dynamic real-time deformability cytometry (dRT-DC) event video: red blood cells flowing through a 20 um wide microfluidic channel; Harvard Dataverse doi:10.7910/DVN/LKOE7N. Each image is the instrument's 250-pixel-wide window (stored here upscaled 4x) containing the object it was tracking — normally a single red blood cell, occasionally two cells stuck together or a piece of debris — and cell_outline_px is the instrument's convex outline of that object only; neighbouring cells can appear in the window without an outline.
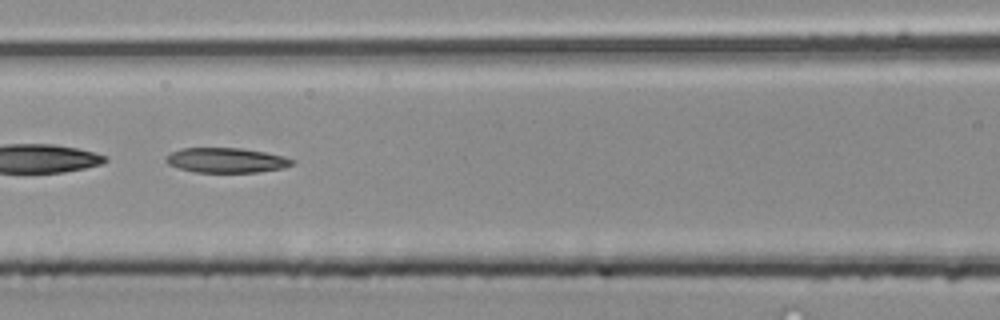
{"species": "common noctule bat (a hibernating species)", "species_latin": "Nyctalus noctula", "temperature_condition": "room temperature", "stored_images_in_passage": 46, "camera_frame_rate_fps": 3000, "um_per_image_px": 0.085, "animal": {"sex": "male", "body_mass_g": 20.4}, "frame": {"image": 1, "passage_image": 20, "time_ms": 6.333, "image_size_px": [1000, 320], "cell_outline_px": [[296, 164], [284, 168], [256, 172], [196, 172], [180, 168], [168, 164], [164, 160], [172, 152], [180, 148], [240, 148], [264, 152], [284, 156], [296, 160]], "centroid_in_image_um": [19.29, 13.62], "position_along_channel_um": 147.3, "area_um2": 18.26}}